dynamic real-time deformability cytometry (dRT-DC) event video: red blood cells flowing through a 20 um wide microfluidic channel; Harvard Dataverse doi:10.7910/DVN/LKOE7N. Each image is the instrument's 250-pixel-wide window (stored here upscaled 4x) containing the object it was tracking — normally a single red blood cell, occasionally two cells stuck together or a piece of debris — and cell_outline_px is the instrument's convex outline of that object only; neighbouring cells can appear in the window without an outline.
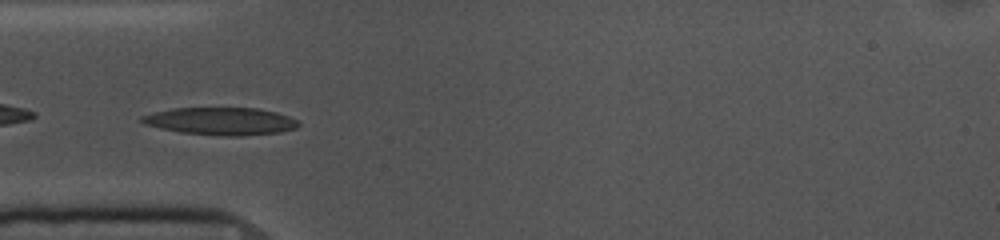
{"species": "common noctule bat (a hibernating species)", "species_latin": "Nyctalus noctula", "temperature_condition": "cold", "stored_images_in_passage": 41, "camera_frame_rate_fps": 3000, "um_per_image_px": 0.085, "animal": {"sex": "female", "body_mass_g": 10.0, "forearm_length_mm": 53.1}, "frame": {"image": 1, "passage_image": 2, "time_ms": 0.333, "image_size_px": [1000, 240], "cell_outline_px": [[300, 124], [296, 128], [280, 132], [244, 136], [224, 136], [180, 132], [144, 124], [140, 120], [140, 116], [172, 108], [256, 108], [276, 112], [288, 116], [296, 120]], "centroid_in_image_um": [18.78, 10.3], "position_along_channel_um": 66.2, "area_um2": 25.03}}
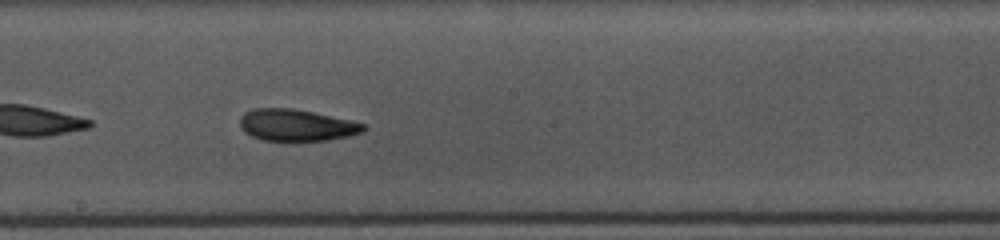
{"frame": {"image": 2, "passage_image": 15, "time_ms": 4.667, "image_size_px": [1000, 240], "cell_outline_px": [[368, 128], [364, 132], [348, 136], [328, 140], [264, 140], [252, 136], [244, 132], [240, 124], [240, 116], [244, 112], [252, 108], [292, 108], [312, 112], [348, 120], [364, 124]], "centroid_in_image_um": [25.18, 10.63], "position_along_channel_um": 223.0, "area_um2": 22.66}}
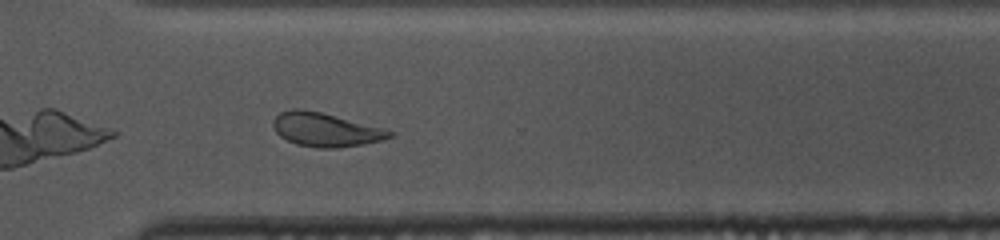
{"frame": {"image": 3, "passage_image": 25, "time_ms": 8.0, "image_size_px": [1000, 240], "cell_outline_px": [[392, 136], [380, 140], [364, 144], [340, 148], [316, 148], [296, 144], [280, 136], [276, 132], [272, 124], [272, 120], [280, 112], [292, 108], [300, 108], [320, 112], [384, 128], [392, 132]], "centroid_in_image_um": [27.62, 11.02], "position_along_channel_um": 343.0, "area_um2": 22.83}, "authors_computed_cell_mechanics": {"area_um2": 23.5246, "velocity_mm_per_s": 3.6056, "shape_relaxation_time_tau1_ms": 4.217, "shape_relaxation_time_tau2_ms": 3.7258, "deformation_change_tau1": 0.1703, "deformation_change_tau2": 0.1173}}